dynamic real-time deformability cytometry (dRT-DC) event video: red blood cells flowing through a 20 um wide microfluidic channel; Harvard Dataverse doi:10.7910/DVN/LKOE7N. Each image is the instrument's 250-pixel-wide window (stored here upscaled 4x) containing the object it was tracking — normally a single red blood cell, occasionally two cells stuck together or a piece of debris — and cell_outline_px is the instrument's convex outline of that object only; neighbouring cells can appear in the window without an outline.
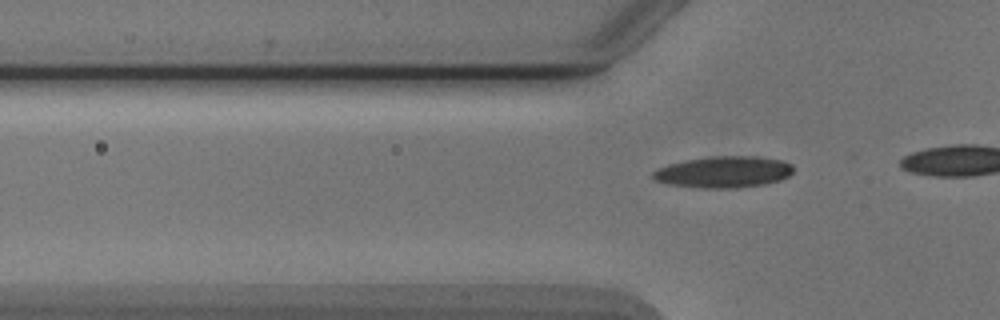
{"species": "Egyptian fruit bat (a non-hibernating species)", "species_latin": "Rousettus aegyptiacus", "temperature_condition": "cold", "stored_images_in_passage": 8, "segment_of_instrument_passage": [2, 2], "camera_frame_rate_fps": 3000, "um_per_image_px": 0.085, "animal": {"sex": "male"}, "frame": {"image": 1, "passage_image": 8, "time_ms": 9.333, "image_size_px": [1000, 320], "cell_outline_px": [[792, 172], [788, 176], [780, 180], [764, 184], [736, 188], [696, 188], [668, 184], [656, 180], [652, 176], [652, 172], [668, 164], [684, 160], [712, 156], [760, 156], [784, 160], [792, 164]], "centroid_in_image_um": [61.52, 14.61], "position_along_channel_um": 64.3, "area_um2": 25.89}}